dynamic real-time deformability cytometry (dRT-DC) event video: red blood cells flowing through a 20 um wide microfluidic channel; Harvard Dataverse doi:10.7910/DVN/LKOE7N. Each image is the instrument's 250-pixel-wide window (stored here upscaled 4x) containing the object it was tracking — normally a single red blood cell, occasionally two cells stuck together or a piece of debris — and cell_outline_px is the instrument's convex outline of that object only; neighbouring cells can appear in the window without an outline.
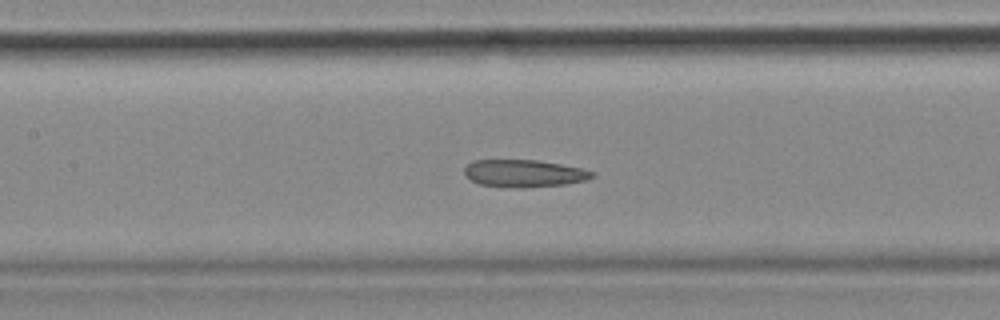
{"species": "common noctule bat (a hibernating species)", "species_latin": "Nyctalus noctula", "temperature_condition": "cold", "stored_images_in_passage": 54, "camera_frame_rate_fps": 3000, "um_per_image_px": 0.085, "animal": {"sex": "female", "body_mass_g": 18.4}, "frame": {"image": 1, "passage_image": 24, "time_ms": 7.667, "image_size_px": [1000, 320], "cell_outline_px": [[596, 176], [588, 180], [564, 184], [520, 188], [516, 188], [480, 184], [464, 176], [464, 168], [472, 160], [536, 160], [560, 164], [580, 168], [596, 172]], "centroid_in_image_um": [44.55, 14.73], "position_along_channel_um": 162.8, "area_um2": 20.4}, "authors_computed_cell_mechanics": {"area_um2": 21.9929, "velocity_mm_per_s": 3.6377, "shape_relaxation_time_tau1_ms": null, "shape_relaxation_time_tau2_ms": 2.8905, "deformation_change_tau1": null, "deformation_change_tau2": 0.1045}}